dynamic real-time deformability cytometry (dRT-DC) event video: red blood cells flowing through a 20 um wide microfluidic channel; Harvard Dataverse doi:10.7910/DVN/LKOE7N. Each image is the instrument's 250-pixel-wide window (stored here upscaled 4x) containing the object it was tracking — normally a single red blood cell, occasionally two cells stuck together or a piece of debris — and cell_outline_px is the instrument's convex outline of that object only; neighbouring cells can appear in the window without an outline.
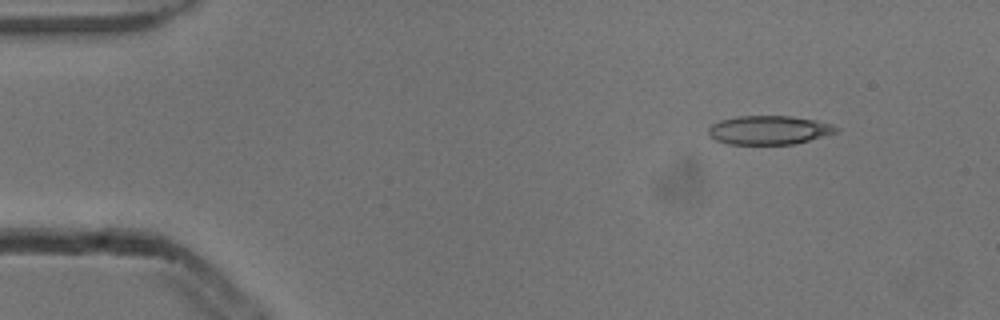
{"species": "common noctule bat (a hibernating species)", "species_latin": "Nyctalus noctula", "temperature_condition": "cold", "stored_images_in_passage": 2, "camera_frame_rate_fps": 3000, "um_per_image_px": 0.085, "animal": {"sex": "male", "body_mass_g": 13.3}, "frame": {"image": 1, "passage_image": 1, "time_ms": 0.0, "image_size_px": [1000, 320], "cell_outline_px": [[840, 132], [792, 144], [728, 144], [716, 140], [708, 132], [708, 128], [712, 124], [720, 120], [736, 116], [792, 116], [832, 124], [840, 128]], "centroid_in_image_um": [65.38, 11.05], "position_along_channel_um": 19.6, "area_um2": 21.39}}